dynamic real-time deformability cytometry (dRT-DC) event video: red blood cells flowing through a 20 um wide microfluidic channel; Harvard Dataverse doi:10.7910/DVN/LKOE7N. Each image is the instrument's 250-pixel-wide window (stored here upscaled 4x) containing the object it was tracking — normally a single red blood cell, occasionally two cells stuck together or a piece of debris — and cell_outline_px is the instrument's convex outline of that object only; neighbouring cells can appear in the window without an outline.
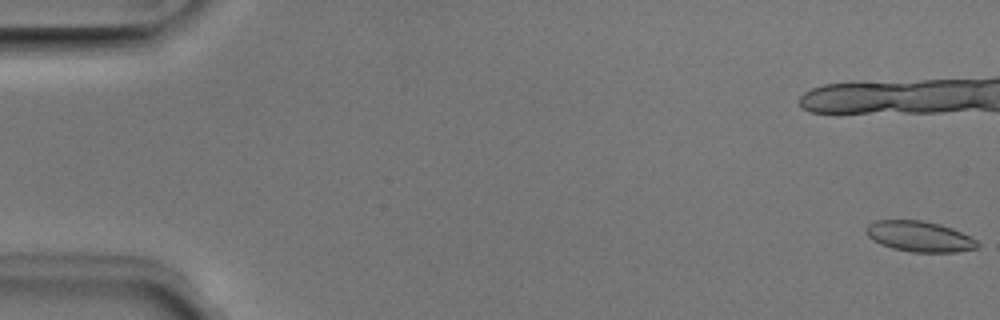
{"species": "Egyptian fruit bat (a non-hibernating species)", "species_latin": "Rousettus aegyptiacus", "temperature_condition": "room temperature", "stored_images_in_passage": 20, "camera_frame_rate_fps": 3000, "um_per_image_px": 0.085, "animal": {"sex": "male"}, "frame": {"image": 1, "passage_image": 1, "time_ms": 0.0, "image_size_px": [1000, 320], "cell_outline_px": [[980, 244], [976, 248], [956, 252], [912, 252], [892, 248], [880, 244], [872, 240], [864, 232], [864, 228], [868, 224], [876, 220], [920, 220], [940, 224], [952, 228], [976, 240]], "centroid_in_image_um": [78.1, 20.09], "position_along_channel_um": 6.9, "area_um2": 19.88}}